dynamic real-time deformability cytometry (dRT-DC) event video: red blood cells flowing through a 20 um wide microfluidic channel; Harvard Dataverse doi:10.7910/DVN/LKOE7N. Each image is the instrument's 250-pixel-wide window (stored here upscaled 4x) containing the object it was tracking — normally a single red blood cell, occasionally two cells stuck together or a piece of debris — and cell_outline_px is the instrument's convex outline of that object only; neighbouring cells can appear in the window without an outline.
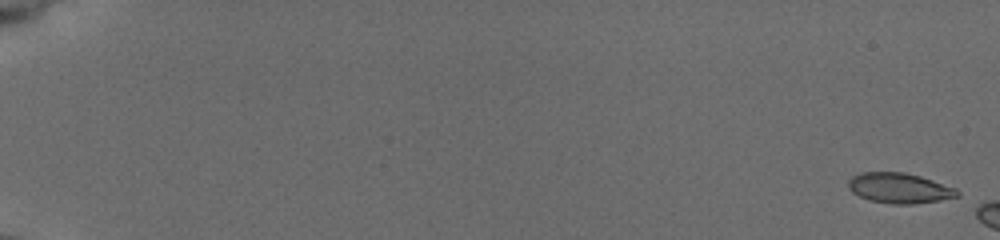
{"species": "common noctule bat (a hibernating species)", "species_latin": "Nyctalus noctula", "temperature_condition": "cold", "stored_images_in_passage": 3, "camera_frame_rate_fps": 3000, "um_per_image_px": 0.085, "animal": {"sex": "female", "body_mass_g": 19.5, "forearm_length_mm": 54.1}, "frame": {"image": 1, "passage_image": 1, "time_ms": 0.0, "image_size_px": [1000, 240], "cell_outline_px": [[960, 196], [940, 200], [912, 204], [892, 204], [868, 200], [852, 192], [848, 188], [848, 180], [852, 176], [864, 172], [904, 172], [920, 176], [956, 188], [960, 192]], "centroid_in_image_um": [76.45, 15.99], "position_along_channel_um": 8.6, "area_um2": 19.25}}